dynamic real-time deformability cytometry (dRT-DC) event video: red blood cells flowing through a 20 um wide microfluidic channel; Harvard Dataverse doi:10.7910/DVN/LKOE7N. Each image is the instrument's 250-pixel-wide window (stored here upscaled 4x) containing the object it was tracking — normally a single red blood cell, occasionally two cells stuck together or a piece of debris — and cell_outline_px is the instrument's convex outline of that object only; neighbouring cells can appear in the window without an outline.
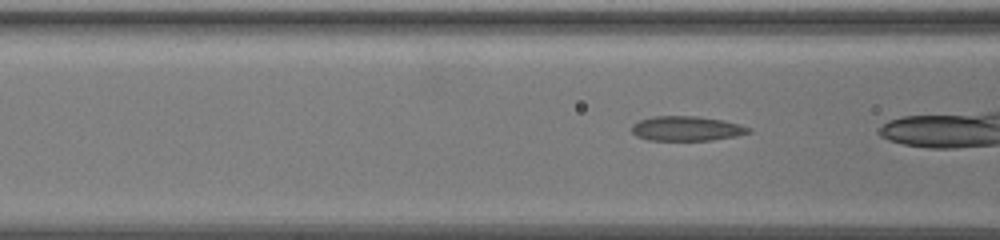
{"species": "common noctule bat (a hibernating species)", "species_latin": "Nyctalus noctula", "temperature_condition": "warm", "stored_images_in_passage": 10, "camera_frame_rate_fps": 3000, "um_per_image_px": 0.085, "animal": {"sex": "female", "body_mass_g": 19.5, "forearm_length_mm": 54.1}, "frame": {"image": 1, "passage_image": 4, "time_ms": 1.0, "image_size_px": [1000, 240], "cell_outline_px": [[752, 132], [736, 136], [712, 140], [648, 140], [636, 136], [632, 132], [632, 124], [640, 120], [652, 116], [696, 116], [720, 120], [752, 128]], "centroid_in_image_um": [58.33, 10.93], "position_along_channel_um": 108.3, "area_um2": 16.7}}